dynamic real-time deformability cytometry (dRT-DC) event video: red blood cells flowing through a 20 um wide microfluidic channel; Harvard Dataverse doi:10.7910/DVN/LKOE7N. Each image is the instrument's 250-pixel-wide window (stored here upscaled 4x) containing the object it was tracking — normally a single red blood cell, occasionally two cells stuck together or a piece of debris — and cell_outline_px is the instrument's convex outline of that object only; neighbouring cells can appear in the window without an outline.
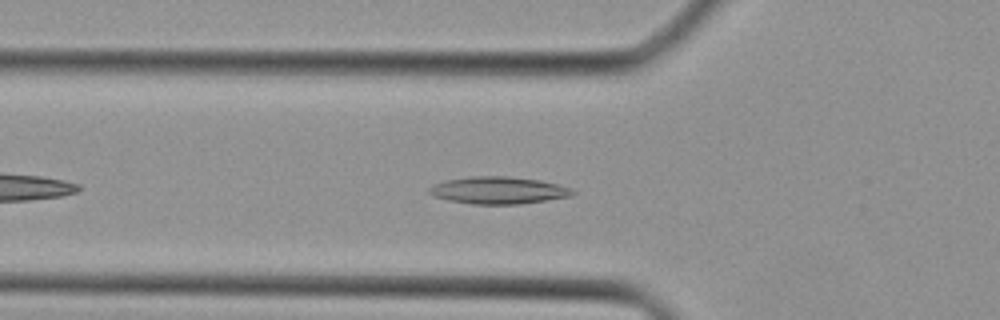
{"species": "Egyptian fruit bat (a non-hibernating species)", "species_latin": "Rousettus aegyptiacus", "temperature_condition": "cold", "stored_images_in_passage": 31, "camera_frame_rate_fps": 3000, "um_per_image_px": 0.085, "animal": {"sex": "female"}, "frame": {"image": 1, "passage_image": 5, "time_ms": 1.333, "image_size_px": [1000, 320], "cell_outline_px": [[576, 192], [572, 196], [520, 204], [472, 204], [448, 200], [432, 196], [428, 192], [428, 188], [444, 180], [472, 176], [508, 176], [540, 180], [556, 184], [568, 188]], "centroid_in_image_um": [42.33, 16.18], "position_along_channel_um": 83.5, "area_um2": 22.66}}
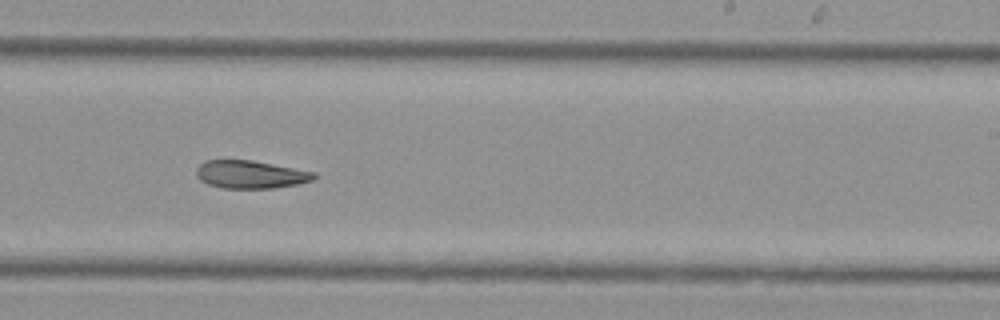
{"frame": {"image": 2, "passage_image": 16, "time_ms": 5.0, "image_size_px": [1000, 320], "cell_outline_px": [[316, 176], [312, 180], [296, 184], [272, 188], [224, 188], [208, 184], [200, 180], [196, 176], [196, 168], [204, 160], [252, 160], [316, 172]], "centroid_in_image_um": [21.27, 14.82], "position_along_channel_um": 267.7, "area_um2": 19.07}}
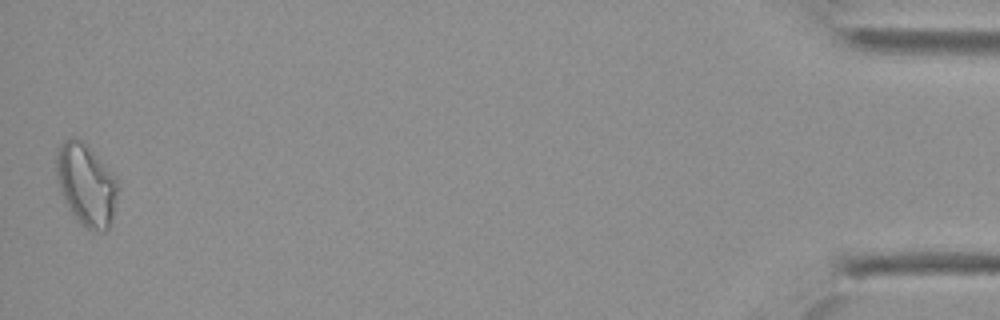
{"frame": {"image": 3, "passage_image": 31, "time_ms": 10.0, "image_size_px": [1000, 320], "cell_outline_px": [[120, 184], [112, 216], [108, 228], [104, 232], [92, 232], [80, 224], [72, 212], [60, 188], [56, 176], [56, 148], [68, 140], [80, 140], [116, 176]], "centroid_in_image_um": [7.35, 15.75], "position_along_channel_um": 427.8, "area_um2": 28.78}}